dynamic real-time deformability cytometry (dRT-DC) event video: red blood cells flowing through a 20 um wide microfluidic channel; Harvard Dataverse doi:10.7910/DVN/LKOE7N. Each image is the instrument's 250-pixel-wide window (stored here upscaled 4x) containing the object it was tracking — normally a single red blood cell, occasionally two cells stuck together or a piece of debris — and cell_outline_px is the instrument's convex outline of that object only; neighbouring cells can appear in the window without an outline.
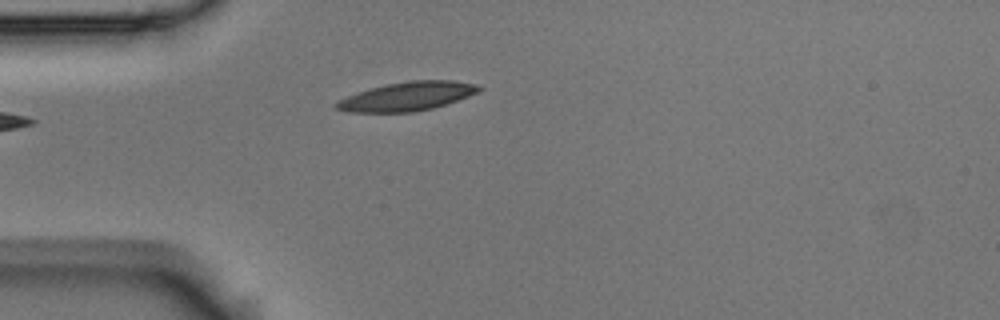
{"species": "Egyptian fruit bat (a non-hibernating species)", "species_latin": "Rousettus aegyptiacus", "temperature_condition": "room temperature", "stored_images_in_passage": 3, "camera_frame_rate_fps": 3000, "um_per_image_px": 0.085, "animal": {"sex": "male"}, "frame": {"image": 1, "passage_image": 3, "time_ms": 0.667, "image_size_px": [1000, 320], "cell_outline_px": [[484, 88], [480, 92], [432, 108], [412, 112], [348, 112], [336, 108], [332, 104], [348, 96], [372, 88], [388, 84], [412, 80], [452, 80], [476, 84]], "centroid_in_image_um": [34.64, 8.19], "position_along_channel_um": 50.4, "area_um2": 23.58}}